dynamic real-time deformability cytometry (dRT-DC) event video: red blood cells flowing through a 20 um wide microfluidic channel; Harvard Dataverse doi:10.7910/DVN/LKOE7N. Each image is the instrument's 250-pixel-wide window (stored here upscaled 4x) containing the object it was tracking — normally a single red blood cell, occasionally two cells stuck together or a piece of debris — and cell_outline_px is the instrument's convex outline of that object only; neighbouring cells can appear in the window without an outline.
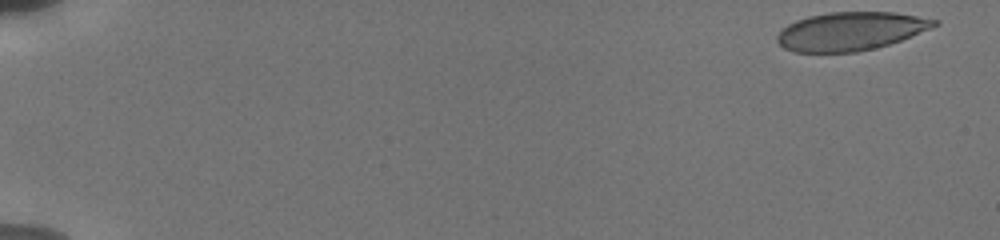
{"species": "human", "species_latin": "Homo sapiens", "temperature_condition": "cold", "stored_images_in_passage": 53, "camera_frame_rate_fps": 3000, "um_per_image_px": 0.085, "donor": {"sex": "male"}, "frame": {"image": 1, "passage_image": 1, "time_ms": 0.0, "image_size_px": [1000, 240], "cell_outline_px": [[940, 24], [932, 28], [900, 40], [876, 48], [856, 52], [796, 52], [784, 48], [776, 40], [776, 36], [788, 24], [796, 20], [808, 16], [828, 12], [896, 12], [940, 20]], "centroid_in_image_um": [72.32, 2.65], "position_along_channel_um": 12.7, "area_um2": 35.2}}
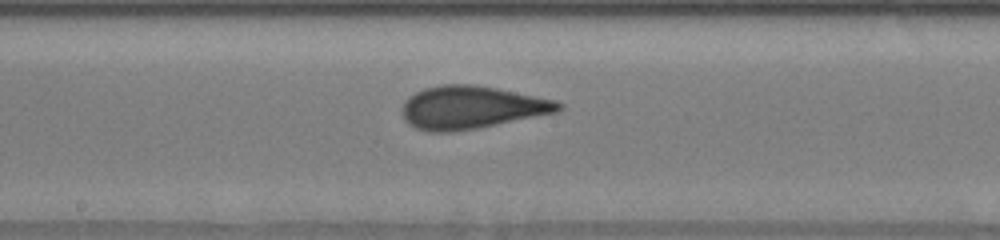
{"frame": {"image": 2, "passage_image": 30, "time_ms": 9.667, "image_size_px": [1000, 240], "cell_outline_px": [[564, 108], [556, 112], [476, 128], [452, 132], [428, 132], [416, 128], [408, 124], [404, 120], [404, 100], [408, 96], [424, 88], [444, 84], [472, 84], [496, 88], [556, 100], [564, 104]], "centroid_in_image_um": [40.06, 9.13], "position_along_channel_um": 208.1, "area_um2": 38.78}}
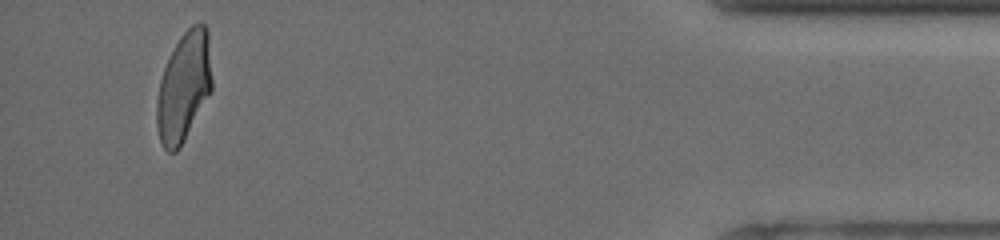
{"frame": {"image": 3, "passage_image": 51, "time_ms": 16.667, "image_size_px": [1000, 240], "cell_outline_px": [[212, 92], [180, 148], [176, 152], [168, 152], [164, 148], [160, 140], [156, 124], [156, 104], [160, 80], [164, 68], [180, 36], [192, 24], [204, 24], [208, 28], [212, 80]], "centroid_in_image_um": [15.64, 7.4], "position_along_channel_um": 419.6, "area_um2": 35.37}, "authors_computed_cell_mechanics": {"area_um2": 37.3388, "velocity_mm_per_s": 3.8306, "shape_relaxation_time_tau1_ms": 4.8964, "shape_relaxation_time_tau2_ms": 0.6547, "deformation_change_tau1": 0.1607, "deformation_change_tau2": 0.0523}}